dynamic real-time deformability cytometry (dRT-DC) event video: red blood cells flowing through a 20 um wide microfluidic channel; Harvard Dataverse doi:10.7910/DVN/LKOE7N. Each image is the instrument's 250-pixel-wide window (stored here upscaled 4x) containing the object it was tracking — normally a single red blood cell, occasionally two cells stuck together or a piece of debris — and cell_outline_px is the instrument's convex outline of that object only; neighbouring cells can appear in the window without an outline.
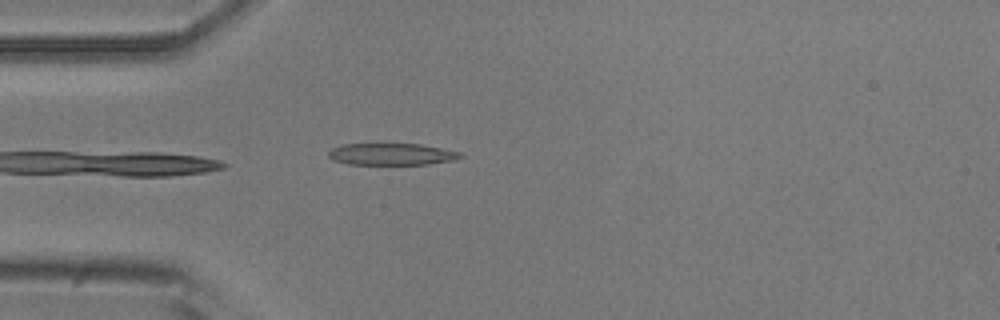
{"species": "common noctule bat (a hibernating species)", "species_latin": "Nyctalus noctula", "temperature_condition": "room temperature", "stored_images_in_passage": 5, "camera_frame_rate_fps": 3000, "um_per_image_px": 0.085, "animal": {"sex": "male", "body_mass_g": 20.5, "forearm_length_mm": 52.5}, "frame": {"image": 1, "passage_image": 5, "time_ms": 4.333, "image_size_px": [1000, 320], "cell_outline_px": [[464, 156], [456, 160], [428, 164], [348, 164], [332, 160], [328, 156], [328, 152], [332, 148], [340, 144], [420, 144], [460, 152]], "centroid_in_image_um": [33.27, 13.11], "position_along_channel_um": 51.7, "area_um2": 16.76}}